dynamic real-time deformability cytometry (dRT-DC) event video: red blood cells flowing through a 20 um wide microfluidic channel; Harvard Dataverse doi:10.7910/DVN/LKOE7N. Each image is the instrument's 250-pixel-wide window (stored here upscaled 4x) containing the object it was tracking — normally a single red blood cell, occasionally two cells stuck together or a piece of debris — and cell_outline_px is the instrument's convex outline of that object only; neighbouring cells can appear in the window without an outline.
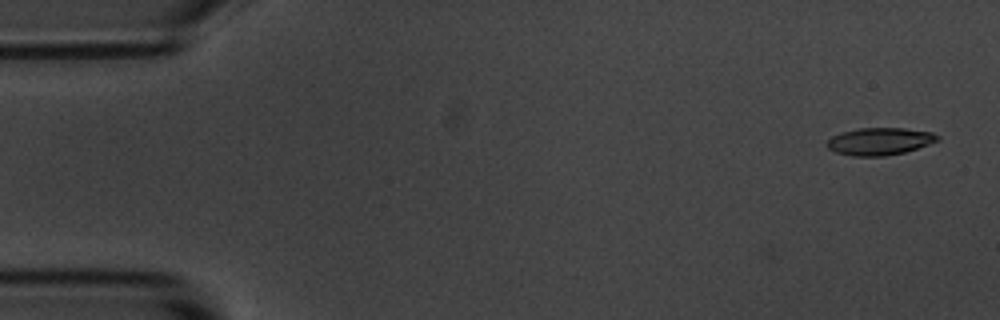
{"species": "common noctule bat (a hibernating species)", "species_latin": "Nyctalus noctula", "temperature_condition": "room temperature", "stored_images_in_passage": 6, "camera_frame_rate_fps": 3000, "um_per_image_px": 0.085, "animal": {"sex": "male", "body_mass_g": 20.1, "forearm_length_mm": 53.5}, "frame": {"image": 1, "passage_image": 1, "time_ms": 0.0, "image_size_px": [1000, 320], "cell_outline_px": [[940, 140], [904, 152], [884, 156], [852, 156], [836, 152], [828, 148], [828, 140], [832, 136], [844, 132], [860, 128], [904, 128], [932, 132], [940, 136]], "centroid_in_image_um": [74.8, 12.01], "position_along_channel_um": 10.2, "area_um2": 17.4}}
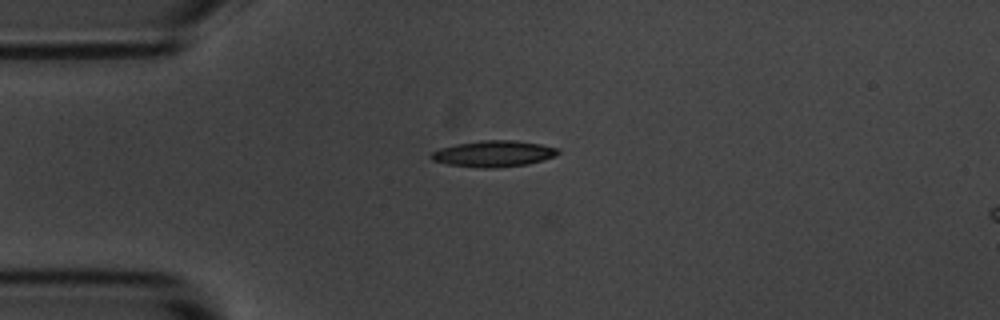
{"frame": {"image": 2, "passage_image": 4, "time_ms": 3.667, "image_size_px": [1000, 320], "cell_outline_px": [[560, 152], [556, 156], [528, 164], [496, 168], [480, 168], [448, 164], [432, 160], [428, 156], [432, 152], [440, 148], [456, 144], [480, 140], [516, 140], [540, 144], [560, 148]], "centroid_in_image_um": [41.97, 13.06], "position_along_channel_um": 43.0, "area_um2": 19.54}}